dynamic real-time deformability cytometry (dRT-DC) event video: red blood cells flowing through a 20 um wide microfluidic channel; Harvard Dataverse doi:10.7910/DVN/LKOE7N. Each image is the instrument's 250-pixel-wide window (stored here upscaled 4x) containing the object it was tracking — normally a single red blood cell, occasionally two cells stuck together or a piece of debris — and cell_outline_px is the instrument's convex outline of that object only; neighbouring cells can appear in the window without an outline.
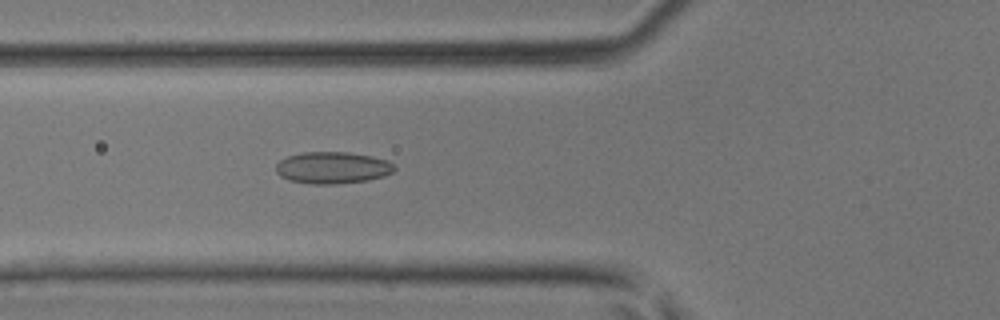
{"species": "common noctule bat (a hibernating species)", "species_latin": "Nyctalus noctula", "temperature_condition": "room temperature", "stored_images_in_passage": 37, "camera_frame_rate_fps": 3000, "um_per_image_px": 0.085, "animal": {"sex": "male", "body_mass_g": 17.9, "forearm_length_mm": 54.2}, "frame": {"image": 1, "passage_image": 9, "time_ms": 2.667, "image_size_px": [1000, 320], "cell_outline_px": [[396, 168], [392, 172], [384, 176], [368, 180], [336, 184], [312, 184], [288, 180], [280, 176], [276, 172], [276, 164], [280, 160], [288, 156], [304, 152], [348, 152], [372, 156], [388, 160]], "centroid_in_image_um": [28.26, 14.25], "position_along_channel_um": 97.5, "area_um2": 22.02}}
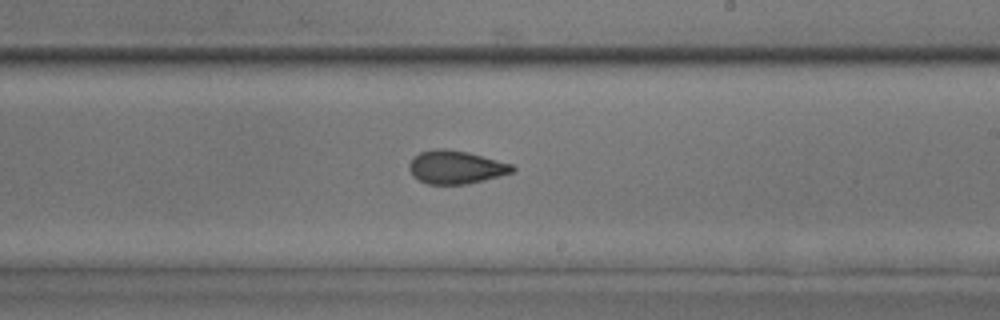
{"frame": {"image": 2, "passage_image": 19, "time_ms": 6.0, "image_size_px": [1000, 320], "cell_outline_px": [[516, 168], [512, 172], [500, 176], [468, 184], [428, 184], [412, 176], [408, 168], [408, 164], [412, 156], [420, 152], [432, 148], [444, 148], [468, 152], [512, 164]], "centroid_in_image_um": [38.7, 14.2], "position_along_channel_um": 250.3, "area_um2": 20.17}}
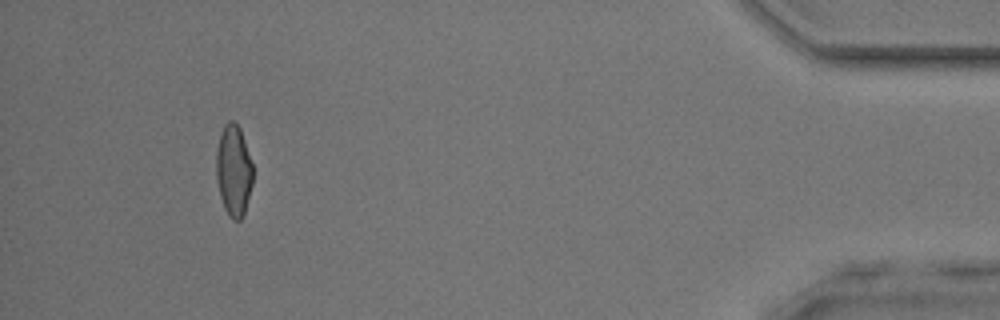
{"frame": {"image": 3, "passage_image": 34, "time_ms": 11.0, "image_size_px": [1000, 320], "cell_outline_px": [[252, 184], [244, 216], [240, 220], [232, 220], [228, 216], [224, 208], [220, 196], [216, 176], [216, 152], [220, 136], [224, 124], [228, 120], [232, 120], [240, 128], [252, 164]], "centroid_in_image_um": [19.85, 14.53], "position_along_channel_um": 415.3, "area_um2": 19.48}}